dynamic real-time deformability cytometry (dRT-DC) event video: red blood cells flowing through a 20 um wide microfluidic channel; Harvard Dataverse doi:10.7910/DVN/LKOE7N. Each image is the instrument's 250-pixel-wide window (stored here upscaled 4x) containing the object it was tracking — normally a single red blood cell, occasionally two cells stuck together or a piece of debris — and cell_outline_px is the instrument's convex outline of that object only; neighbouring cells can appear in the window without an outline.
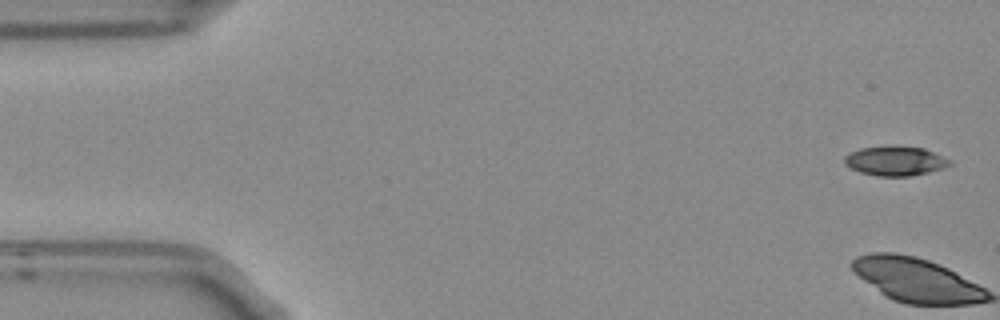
{"species": "Egyptian fruit bat (a non-hibernating species)", "species_latin": "Rousettus aegyptiacus", "temperature_condition": "room temperature", "stored_images_in_passage": 5, "camera_frame_rate_fps": 3000, "um_per_image_px": 0.085, "frame": {"image": 1, "passage_image": 1, "time_ms": 0.0, "image_size_px": [1000, 320], "cell_outline_px": [[952, 164], [944, 168], [928, 172], [908, 176], [880, 176], [860, 172], [844, 164], [844, 156], [848, 152], [860, 148], [924, 148], [952, 160]], "centroid_in_image_um": [76.1, 13.71], "position_along_channel_um": 8.9, "area_um2": 17.51}}